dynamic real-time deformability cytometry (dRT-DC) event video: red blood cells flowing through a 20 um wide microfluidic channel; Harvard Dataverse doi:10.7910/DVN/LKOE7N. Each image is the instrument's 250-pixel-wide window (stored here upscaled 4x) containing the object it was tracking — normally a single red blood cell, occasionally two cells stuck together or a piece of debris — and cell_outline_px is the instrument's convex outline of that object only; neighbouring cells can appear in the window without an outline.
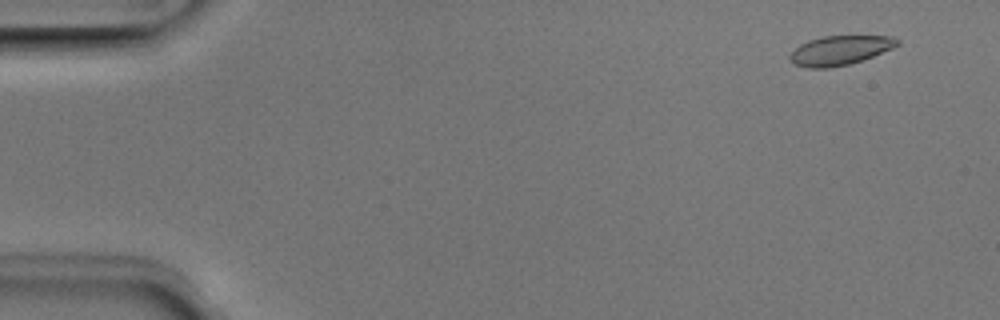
{"species": "Egyptian fruit bat (a non-hibernating species)", "species_latin": "Rousettus aegyptiacus", "temperature_condition": "room temperature", "stored_images_in_passage": 15, "camera_frame_rate_fps": 3000, "um_per_image_px": 0.085, "animal": {"sex": "male"}, "frame": {"image": 1, "passage_image": 4, "time_ms": 1.0, "image_size_px": [1000, 320], "cell_outline_px": [[900, 44], [892, 48], [872, 56], [848, 64], [828, 68], [808, 68], [796, 64], [788, 56], [800, 44], [808, 40], [824, 36], [888, 36], [900, 40]], "centroid_in_image_um": [71.39, 4.27], "position_along_channel_um": 13.6, "area_um2": 18.03}}